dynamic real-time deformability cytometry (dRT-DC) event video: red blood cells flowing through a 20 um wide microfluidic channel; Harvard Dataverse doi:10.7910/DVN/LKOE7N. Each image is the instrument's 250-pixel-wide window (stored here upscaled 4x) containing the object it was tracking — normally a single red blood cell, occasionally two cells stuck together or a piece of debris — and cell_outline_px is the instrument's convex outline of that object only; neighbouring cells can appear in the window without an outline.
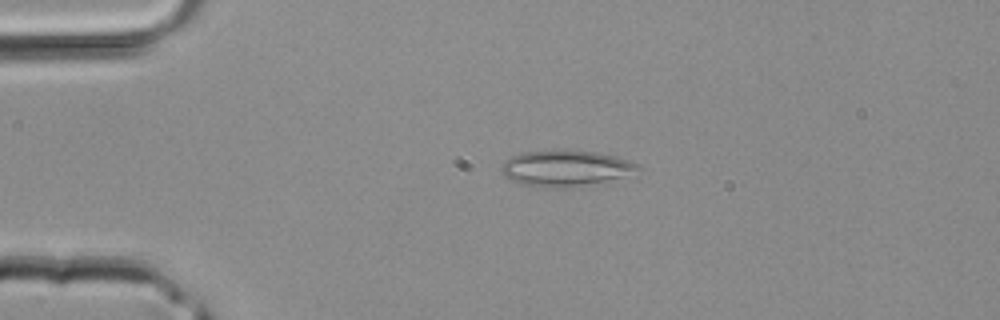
{"species": "common noctule bat (a hibernating species)", "species_latin": "Nyctalus noctula", "temperature_condition": "room temperature", "stored_images_in_passage": 38, "camera_frame_rate_fps": 3000, "um_per_image_px": 0.085, "animal": {"sex": "male", "body_mass_g": 20.4}, "frame": {"image": 1, "passage_image": 8, "time_ms": 2.333, "image_size_px": [1000, 320], "cell_outline_px": [[640, 164], [636, 168], [608, 184], [560, 188], [548, 188], [520, 184], [504, 176], [500, 172], [500, 168], [504, 160], [512, 156], [524, 152], [596, 152], [616, 156]], "centroid_in_image_um": [48.05, 14.36], "position_along_channel_um": 36.9, "area_um2": 28.38}}
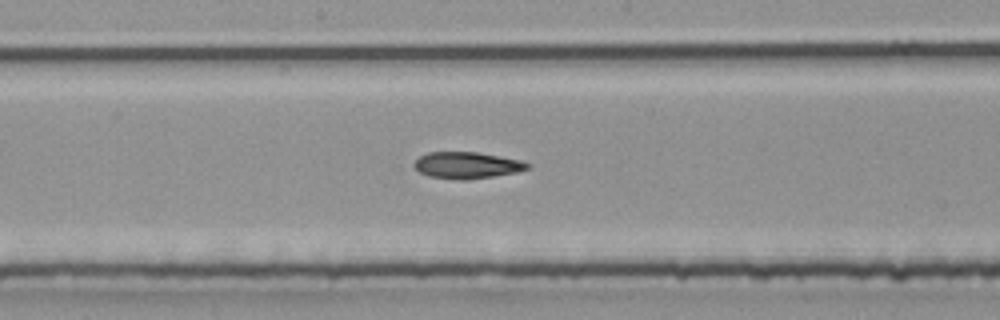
{"frame": {"image": 2, "passage_image": 20, "time_ms": 6.333, "image_size_px": [1000, 320], "cell_outline_px": [[532, 168], [516, 172], [492, 176], [464, 180], [456, 180], [428, 176], [420, 172], [412, 164], [420, 156], [428, 152], [476, 152], [520, 160], [532, 164]], "centroid_in_image_um": [39.7, 14.05], "position_along_channel_um": 208.5, "area_um2": 17.51}}
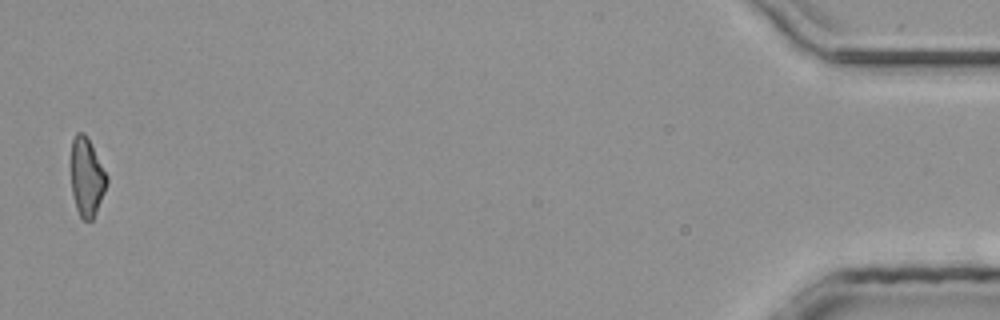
{"frame": {"image": 3, "passage_image": 38, "time_ms": 12.333, "image_size_px": [1000, 320], "cell_outline_px": [[108, 184], [96, 212], [92, 220], [84, 220], [80, 216], [76, 208], [72, 192], [72, 140], [76, 132], [84, 132], [108, 176]], "centroid_in_image_um": [7.39, 15.07], "position_along_channel_um": 427.8, "area_um2": 16.07}}